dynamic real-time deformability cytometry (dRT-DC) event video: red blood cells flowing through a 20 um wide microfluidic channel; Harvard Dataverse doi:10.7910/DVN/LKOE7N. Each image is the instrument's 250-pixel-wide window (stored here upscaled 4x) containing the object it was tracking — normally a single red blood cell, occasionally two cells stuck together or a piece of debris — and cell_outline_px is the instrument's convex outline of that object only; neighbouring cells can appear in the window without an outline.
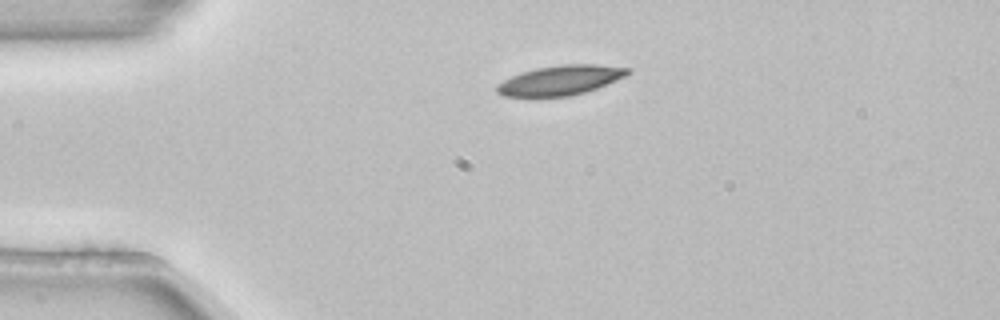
{"species": "common noctule bat (a hibernating species)", "species_latin": "Nyctalus noctula", "temperature_condition": "room temperature", "stored_images_in_passage": 2, "camera_frame_rate_fps": 3000, "um_per_image_px": 0.085, "animal": {"sex": "female", "body_mass_g": 22.7, "forearm_length_mm": 54.2}, "frame": {"image": 1, "passage_image": 1, "time_ms": 0.0, "image_size_px": [1000, 320], "cell_outline_px": [[632, 72], [624, 76], [596, 88], [584, 92], [568, 96], [504, 96], [496, 92], [496, 84], [512, 76], [536, 68], [564, 64], [596, 64], [632, 68]], "centroid_in_image_um": [47.64, 6.81], "position_along_channel_um": 37.4, "area_um2": 22.31}}